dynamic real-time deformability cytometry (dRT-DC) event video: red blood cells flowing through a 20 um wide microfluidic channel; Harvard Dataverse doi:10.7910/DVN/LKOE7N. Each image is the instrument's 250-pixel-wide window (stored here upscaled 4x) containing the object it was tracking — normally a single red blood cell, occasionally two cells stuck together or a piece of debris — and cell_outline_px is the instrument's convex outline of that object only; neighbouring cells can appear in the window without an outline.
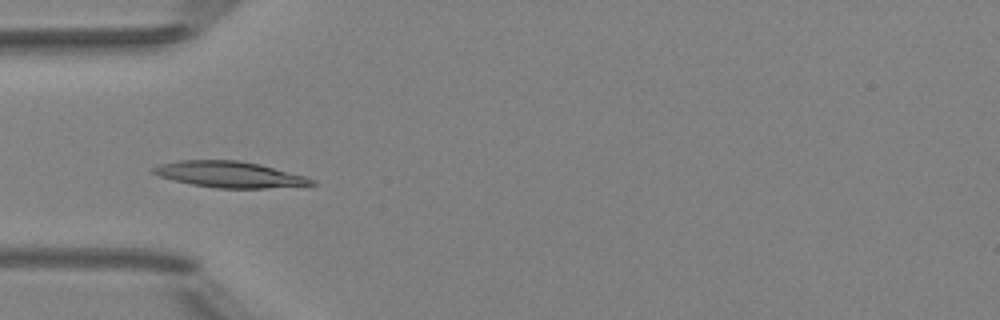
{"species": "Egyptian fruit bat (a non-hibernating species)", "species_latin": "Rousettus aegyptiacus", "temperature_condition": "room temperature", "stored_images_in_passage": 51, "camera_frame_rate_fps": 3000, "um_per_image_px": 0.085, "animal": {"sex": "female"}, "frame": {"image": 1, "passage_image": 16, "time_ms": 5.0, "image_size_px": [1000, 320], "cell_outline_px": [[316, 184], [308, 188], [216, 188], [192, 184], [160, 176], [152, 172], [152, 168], [160, 164], [176, 160], [236, 160], [260, 164], [308, 176], [316, 180]], "centroid_in_image_um": [19.7, 14.85], "position_along_channel_um": 65.3, "area_um2": 24.62}}
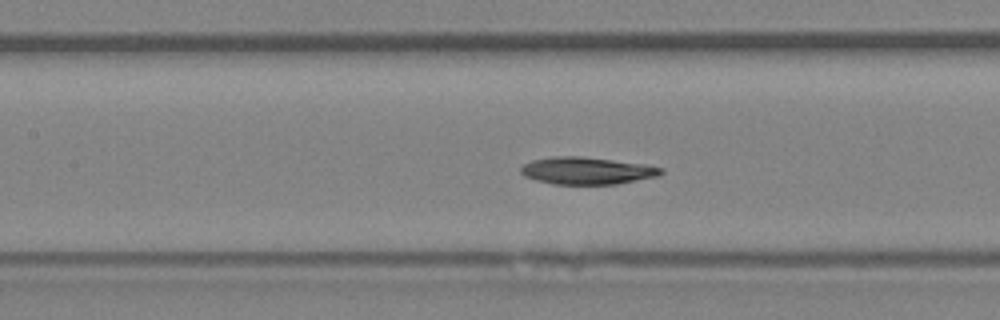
{"frame": {"image": 2, "passage_image": 23, "time_ms": 7.333, "image_size_px": [1000, 320], "cell_outline_px": [[664, 172], [660, 176], [616, 184], [552, 184], [536, 180], [524, 176], [520, 172], [520, 168], [524, 164], [532, 160], [552, 156], [580, 156], [644, 164], [664, 168]], "centroid_in_image_um": [49.89, 14.51], "position_along_channel_um": 157.5, "area_um2": 22.31}}
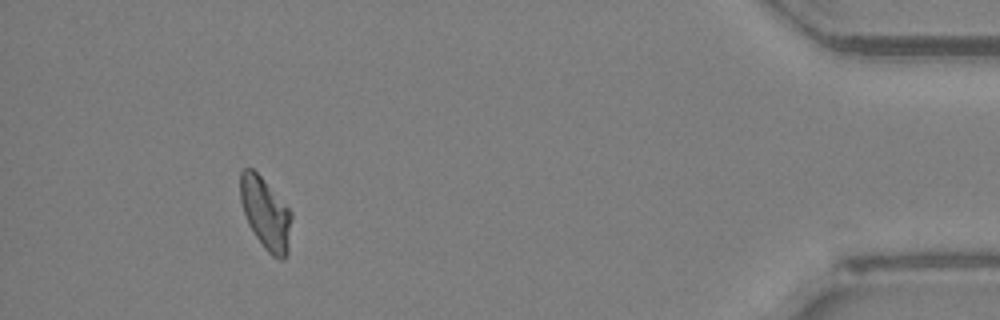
{"frame": {"image": 3, "passage_image": 47, "time_ms": 15.333, "image_size_px": [1000, 320], "cell_outline_px": [[292, 216], [288, 252], [284, 260], [280, 260], [272, 256], [264, 248], [248, 224], [240, 200], [240, 172], [244, 168], [252, 168], [260, 176], [292, 212]], "centroid_in_image_um": [22.58, 18.17], "position_along_channel_um": 412.6, "area_um2": 21.27}, "authors_computed_cell_mechanics": {"area_um2": 22.542, "velocity_mm_per_s": 3.9765, "shape_relaxation_time_tau1_ms": 8.4144, "shape_relaxation_time_tau2_ms": null, "deformation_change_tau1": 0.1821, "deformation_change_tau2": null}}